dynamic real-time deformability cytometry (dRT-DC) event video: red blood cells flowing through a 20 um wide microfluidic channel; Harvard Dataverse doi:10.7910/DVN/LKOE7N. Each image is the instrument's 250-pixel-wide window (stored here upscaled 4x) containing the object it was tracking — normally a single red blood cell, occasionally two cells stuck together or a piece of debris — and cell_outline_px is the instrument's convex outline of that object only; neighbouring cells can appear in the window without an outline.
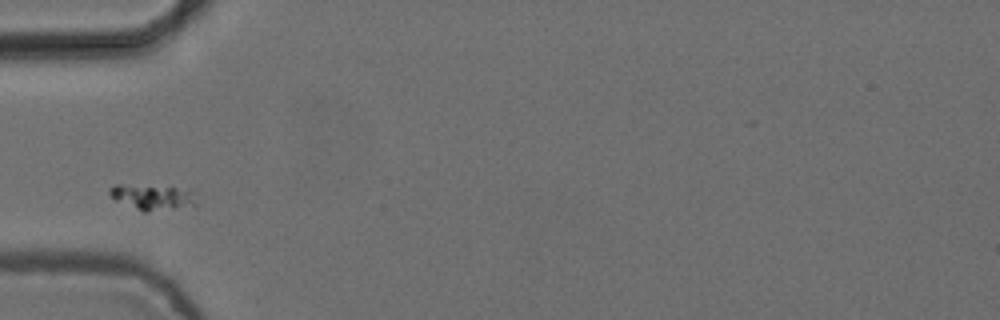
{"species": "common noctule bat (a hibernating species)", "species_latin": "Nyctalus noctula", "temperature_condition": "cold", "stored_images_in_passage": 7, "camera_frame_rate_fps": 3000, "um_per_image_px": 0.085, "animal": {"sex": "female", "body_mass_g": 24.6, "forearm_length_mm": 56.2}, "frame": {"image": 1, "passage_image": 1, "time_ms": 0.0, "image_size_px": [1000, 320], "cell_outline_px": [[196, 204], [148, 212], [144, 212], [116, 200], [108, 192], [108, 188], [112, 184], [120, 184], [192, 188]], "centroid_in_image_um": [12.93, 16.72], "position_along_channel_um": 72.1, "area_um2": 12.83}}
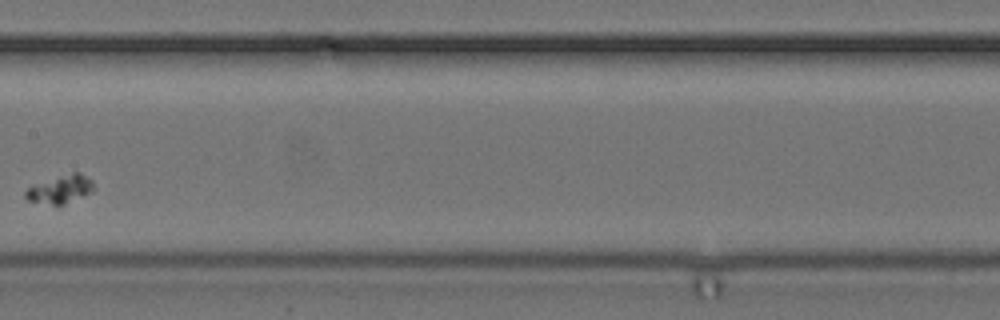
{"frame": {"image": 2, "passage_image": 4, "time_ms": 1.0, "image_size_px": [1000, 320], "cell_outline_px": [[96, 188], [92, 192], [84, 196], [64, 204], [52, 204], [28, 200], [24, 196], [24, 192], [28, 188], [72, 172], [80, 172], [92, 180]], "centroid_in_image_um": [5.21, 16.09], "position_along_channel_um": 202.2, "area_um2": 10.81}}
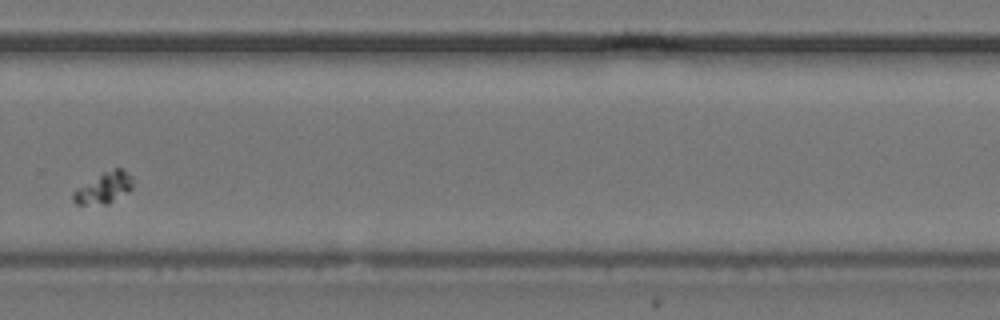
{"frame": {"image": 3, "passage_image": 7, "time_ms": 2.0, "image_size_px": [1000, 320], "cell_outline_px": [[132, 188], [128, 192], [108, 204], [76, 204], [72, 200], [72, 192], [76, 188], [104, 172], [116, 168], [124, 168], [132, 176]], "centroid_in_image_um": [8.83, 15.97], "position_along_channel_um": 321.0, "area_um2": 10.81}}